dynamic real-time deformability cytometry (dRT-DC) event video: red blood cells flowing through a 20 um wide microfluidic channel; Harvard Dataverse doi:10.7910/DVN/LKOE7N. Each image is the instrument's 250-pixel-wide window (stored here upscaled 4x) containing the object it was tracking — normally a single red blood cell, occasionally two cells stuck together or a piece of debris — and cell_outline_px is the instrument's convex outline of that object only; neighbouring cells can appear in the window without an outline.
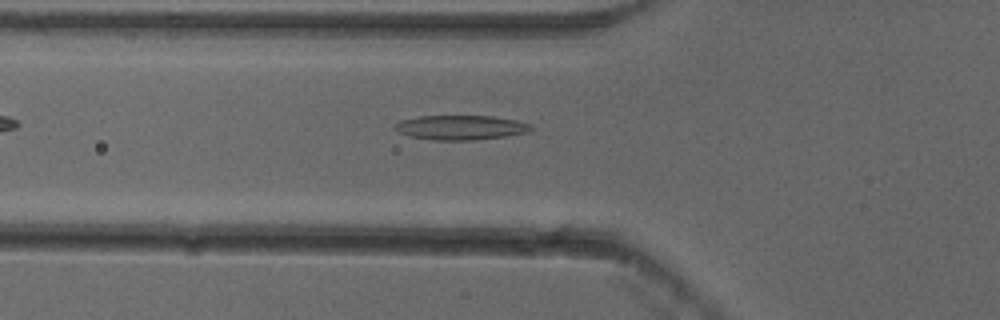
{"species": "common noctule bat (a hibernating species)", "species_latin": "Nyctalus noctula", "temperature_condition": "cold", "stored_images_in_passage": 36, "camera_frame_rate_fps": 3000, "um_per_image_px": 0.085, "animal": {"sex": "female"}, "frame": {"image": 1, "passage_image": 2, "time_ms": 0.333, "image_size_px": [1000, 320], "cell_outline_px": [[532, 128], [528, 132], [504, 136], [472, 140], [432, 140], [408, 136], [392, 128], [400, 120], [420, 116], [492, 116], [516, 120], [532, 124]], "centroid_in_image_um": [39.14, 10.83], "position_along_channel_um": 86.7, "area_um2": 19.42}}
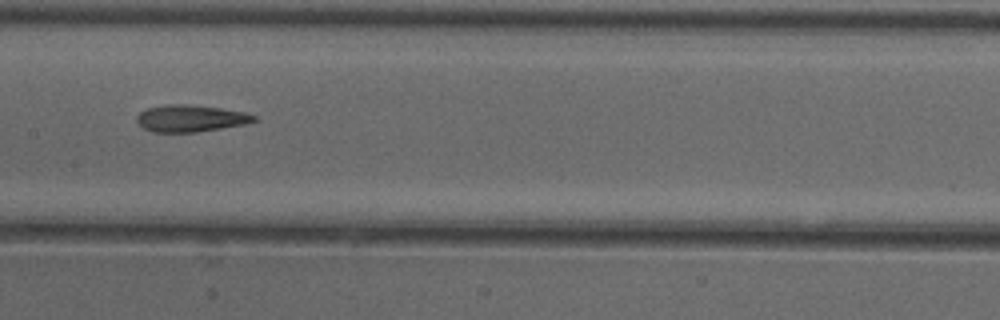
{"frame": {"image": 2, "passage_image": 10, "time_ms": 3.0, "image_size_px": [1000, 320], "cell_outline_px": [[260, 120], [244, 124], [196, 132], [156, 132], [144, 128], [136, 120], [136, 116], [140, 112], [148, 108], [168, 104], [184, 104], [220, 108], [244, 112], [256, 116]], "centroid_in_image_um": [16.21, 10.06], "position_along_channel_um": 191.2, "area_um2": 18.15}}
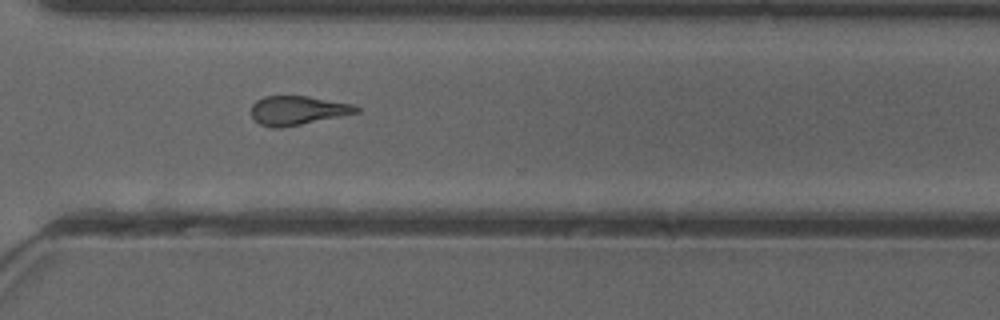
{"frame": {"image": 3, "passage_image": 22, "time_ms": 7.0, "image_size_px": [1000, 320], "cell_outline_px": [[360, 112], [280, 128], [272, 128], [260, 124], [252, 116], [252, 104], [256, 100], [264, 96], [308, 96], [352, 104], [360, 108]], "centroid_in_image_um": [25.28, 9.37], "position_along_channel_um": 345.3, "area_um2": 17.57}, "authors_computed_cell_mechanics": {"area_um2": 18.0914, "velocity_mm_per_s": 3.8734, "shape_relaxation_time_tau1_ms": null, "shape_relaxation_time_tau2_ms": 3.3173, "deformation_change_tau1": null, "deformation_change_tau2": 0.1347}}